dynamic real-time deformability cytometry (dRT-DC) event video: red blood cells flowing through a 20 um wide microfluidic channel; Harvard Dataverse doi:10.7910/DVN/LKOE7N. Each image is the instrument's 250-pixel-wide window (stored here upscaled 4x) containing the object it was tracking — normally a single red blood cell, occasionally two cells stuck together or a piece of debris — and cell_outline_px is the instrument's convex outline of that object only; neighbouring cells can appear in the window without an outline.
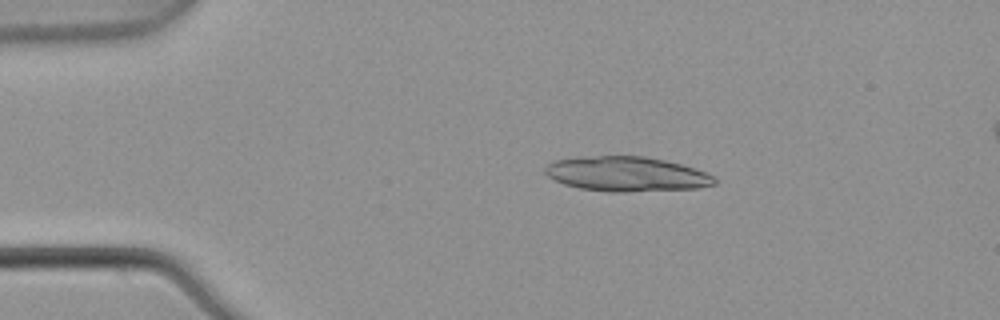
{"species": "common noctule bat (a hibernating species)", "species_latin": "Nyctalus noctula", "temperature_condition": "warm", "stored_images_in_passage": 6, "segment_of_instrument_passage": [1, 2], "camera_frame_rate_fps": 3000, "um_per_image_px": 0.085, "animal": {"sex": "male", "body_mass_g": 21.5, "forearm_length_mm": 52.0}, "frame": {"image": 1, "passage_image": 2, "time_ms": 0.333, "image_size_px": [1000, 320], "cell_outline_px": [[716, 184], [696, 188], [624, 192], [608, 192], [580, 188], [564, 184], [548, 176], [544, 172], [544, 168], [552, 160], [576, 156], [644, 156], [664, 160], [680, 164], [704, 172], [712, 176], [716, 180]], "centroid_in_image_um": [53.18, 14.78], "position_along_channel_um": 31.8, "area_um2": 34.28}}